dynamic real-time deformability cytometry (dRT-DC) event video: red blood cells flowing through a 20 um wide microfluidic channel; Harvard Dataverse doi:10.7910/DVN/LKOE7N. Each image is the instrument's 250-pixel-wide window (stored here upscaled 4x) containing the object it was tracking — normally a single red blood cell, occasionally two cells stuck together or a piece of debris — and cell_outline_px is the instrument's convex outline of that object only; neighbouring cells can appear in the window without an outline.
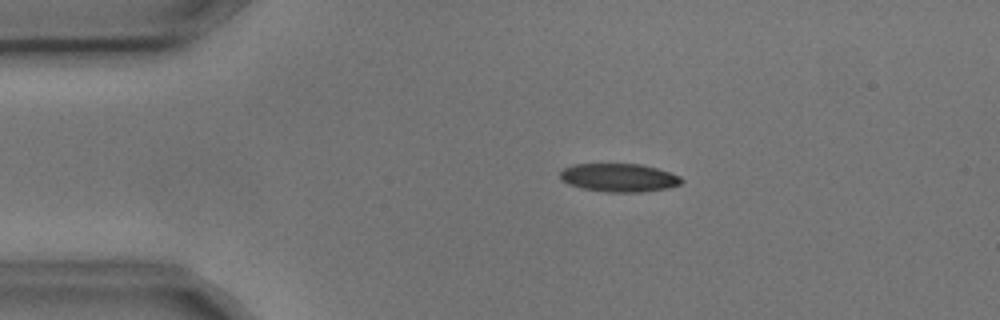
{"species": "common noctule bat (a hibernating species)", "species_latin": "Nyctalus noctula", "temperature_condition": "cold", "stored_images_in_passage": 5, "camera_frame_rate_fps": 3000, "um_per_image_px": 0.085, "animal": {"sex": "male", "body_mass_g": 17.9, "forearm_length_mm": 54.2}, "frame": {"image": 1, "passage_image": 3, "time_ms": 0.667, "image_size_px": [1000, 320], "cell_outline_px": [[684, 180], [680, 184], [668, 188], [640, 192], [608, 192], [580, 188], [568, 184], [560, 180], [560, 172], [564, 168], [572, 164], [640, 164], [656, 168], [680, 176]], "centroid_in_image_um": [52.58, 15.1], "position_along_channel_um": 32.4, "area_um2": 20.06}}